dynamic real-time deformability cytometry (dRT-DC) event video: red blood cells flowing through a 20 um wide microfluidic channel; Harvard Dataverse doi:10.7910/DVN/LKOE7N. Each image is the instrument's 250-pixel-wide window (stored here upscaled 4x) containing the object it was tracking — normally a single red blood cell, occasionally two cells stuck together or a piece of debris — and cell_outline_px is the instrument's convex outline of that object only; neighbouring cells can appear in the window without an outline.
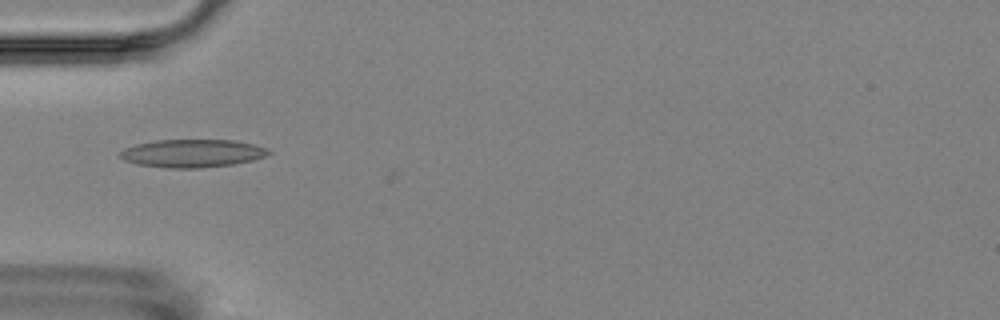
{"species": "Egyptian fruit bat (a non-hibernating species)", "species_latin": "Rousettus aegyptiacus", "temperature_condition": "room temperature", "stored_images_in_passage": 13, "camera_frame_rate_fps": 3000, "um_per_image_px": 0.085, "animal": {"sex": "female"}, "frame": {"image": 1, "passage_image": 2, "time_ms": 1.333, "image_size_px": [1000, 320], "cell_outline_px": [[272, 152], [264, 156], [252, 160], [232, 164], [200, 168], [168, 168], [136, 164], [124, 160], [120, 156], [120, 152], [124, 148], [136, 144], [156, 140], [236, 140], [268, 148]], "centroid_in_image_um": [16.33, 13.03], "position_along_channel_um": 68.7, "area_um2": 24.16}}
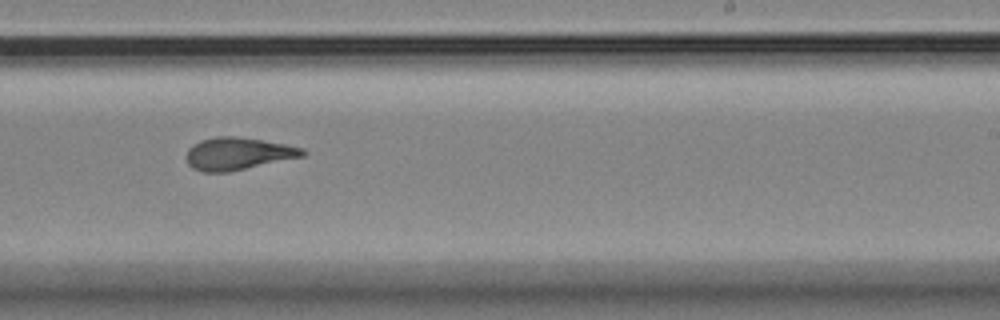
{"frame": {"image": 2, "passage_image": 7, "time_ms": 7.0, "image_size_px": [1000, 320], "cell_outline_px": [[308, 152], [304, 156], [228, 172], [204, 172], [192, 168], [188, 164], [184, 156], [188, 148], [192, 144], [200, 140], [216, 136], [236, 136], [264, 140], [304, 148]], "centroid_in_image_um": [20.19, 13.05], "position_along_channel_um": 268.8, "area_um2": 22.2}}
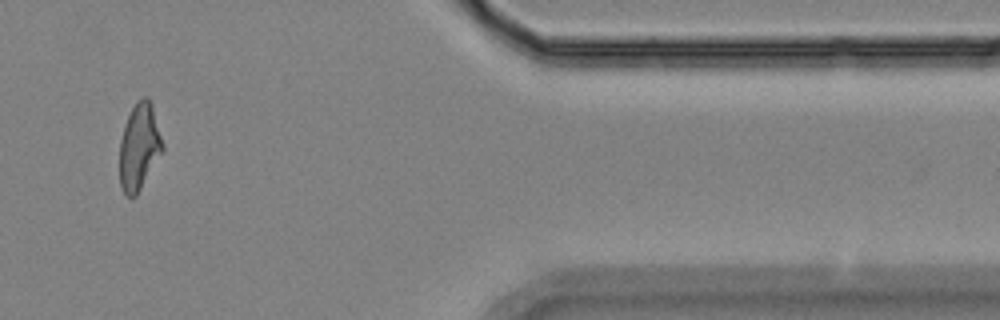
{"frame": {"image": 3, "passage_image": 11, "time_ms": 11.667, "image_size_px": [1000, 320], "cell_outline_px": [[164, 148], [136, 196], [128, 196], [120, 188], [120, 140], [124, 124], [136, 100], [144, 96], [148, 96], [152, 104]], "centroid_in_image_um": [11.82, 12.44], "position_along_channel_um": 399.6, "area_um2": 21.44}, "authors_computed_cell_mechanics": {"area_um2": 22.0218, "velocity_mm_per_s": 3.52, "shape_relaxation_time_tau1_ms": 9.4497, "shape_relaxation_time_tau2_ms": 1.3754, "deformation_change_tau1": 0.1887, "deformation_change_tau2": 0.0711}}